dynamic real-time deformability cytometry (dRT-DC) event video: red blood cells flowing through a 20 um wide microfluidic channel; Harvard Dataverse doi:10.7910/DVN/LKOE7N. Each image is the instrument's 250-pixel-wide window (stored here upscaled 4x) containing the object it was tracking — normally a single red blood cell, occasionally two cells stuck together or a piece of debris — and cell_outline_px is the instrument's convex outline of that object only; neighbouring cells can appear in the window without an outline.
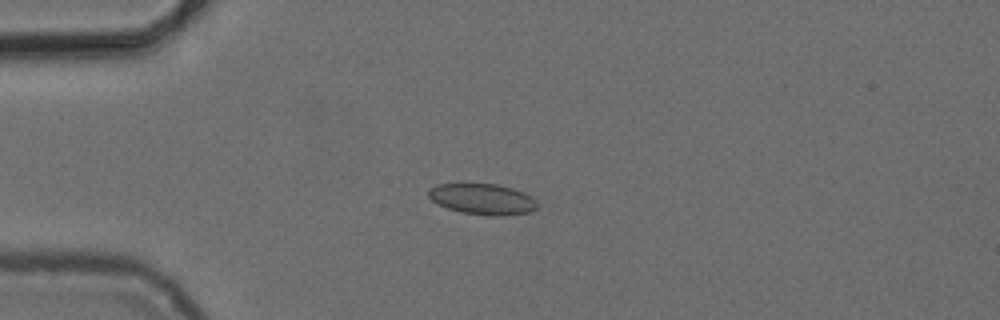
{"species": "common noctule bat (a hibernating species)", "species_latin": "Nyctalus noctula", "temperature_condition": "cold", "stored_images_in_passage": 4, "camera_frame_rate_fps": 3000, "um_per_image_px": 0.085, "animal": {"sex": "female", "body_mass_g": 24.6, "forearm_length_mm": 56.2}, "frame": {"image": 1, "passage_image": 4, "time_ms": 4.0, "image_size_px": [1000, 320], "cell_outline_px": [[536, 208], [528, 212], [500, 216], [488, 216], [460, 212], [448, 208], [432, 200], [428, 196], [428, 188], [436, 184], [496, 184], [512, 188], [536, 200]], "centroid_in_image_um": [40.96, 16.92], "position_along_channel_um": 44.0, "area_um2": 19.31}}